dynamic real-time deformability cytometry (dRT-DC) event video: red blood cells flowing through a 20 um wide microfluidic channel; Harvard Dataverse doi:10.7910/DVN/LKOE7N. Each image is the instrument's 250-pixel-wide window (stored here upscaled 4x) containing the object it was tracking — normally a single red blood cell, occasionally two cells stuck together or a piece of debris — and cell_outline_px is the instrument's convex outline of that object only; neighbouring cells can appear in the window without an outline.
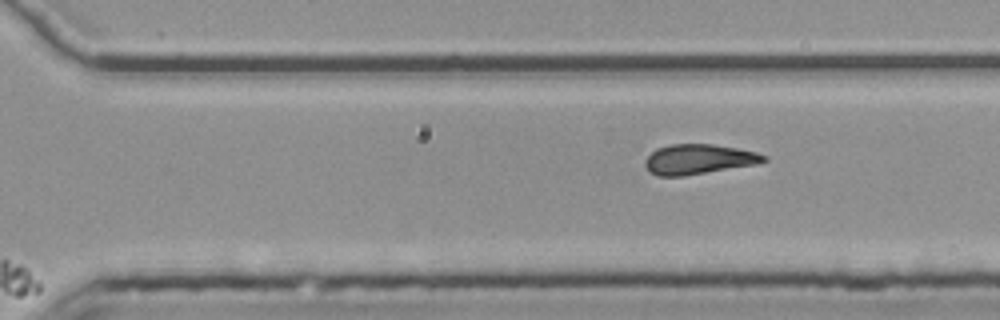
{"species": "common noctule bat (a hibernating species)", "species_latin": "Nyctalus noctula", "temperature_condition": "room temperature", "stored_images_in_passage": 8, "camera_frame_rate_fps": 3000, "um_per_image_px": 0.085, "animal": {"sex": "female", "body_mass_g": 25.1}, "frame": {"image": 1, "passage_image": 8, "time_ms": 2.333, "image_size_px": [1000, 320], "cell_outline_px": [[768, 160], [756, 164], [684, 176], [656, 176], [648, 172], [644, 164], [644, 160], [656, 148], [672, 144], [712, 144], [736, 148], [756, 152], [768, 156]], "centroid_in_image_um": [59.35, 13.54], "position_along_channel_um": 311.2, "area_um2": 20.81}}